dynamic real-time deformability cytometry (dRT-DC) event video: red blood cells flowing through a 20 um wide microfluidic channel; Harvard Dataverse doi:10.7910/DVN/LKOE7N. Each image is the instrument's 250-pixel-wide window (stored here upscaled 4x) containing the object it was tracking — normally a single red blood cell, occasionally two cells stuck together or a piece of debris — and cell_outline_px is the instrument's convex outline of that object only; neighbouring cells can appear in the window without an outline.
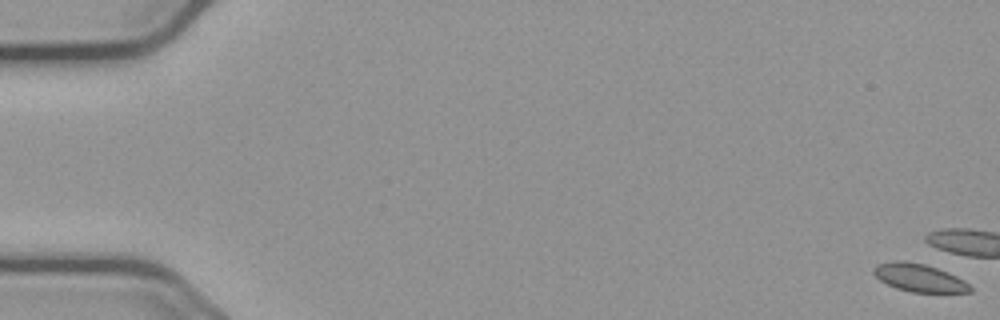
{"species": "common noctule bat (a hibernating species)", "species_latin": "Nyctalus noctula", "temperature_condition": "cold", "stored_images_in_passage": 4, "camera_frame_rate_fps": 3000, "um_per_image_px": 0.085, "animal": {"sex": "male", "body_mass_g": 23.1, "forearm_length_mm": 52.7}, "frame": {"image": 1, "passage_image": 1, "time_ms": 0.0, "image_size_px": [1000, 320], "cell_outline_px": [[972, 292], [912, 292], [896, 288], [880, 280], [872, 272], [872, 268], [876, 264], [896, 260], [904, 260], [924, 264], [948, 272], [964, 280], [972, 288]], "centroid_in_image_um": [78.1, 23.6], "position_along_channel_um": 6.9, "area_um2": 15.66}}